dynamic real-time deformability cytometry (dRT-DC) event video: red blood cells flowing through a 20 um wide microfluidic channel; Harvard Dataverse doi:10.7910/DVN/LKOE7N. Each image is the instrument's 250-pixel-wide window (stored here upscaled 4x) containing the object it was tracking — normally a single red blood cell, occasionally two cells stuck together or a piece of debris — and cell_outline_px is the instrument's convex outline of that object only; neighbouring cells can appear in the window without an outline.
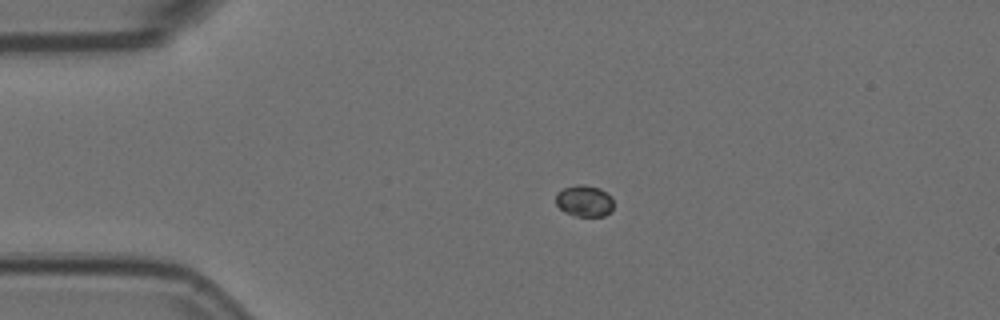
{"species": "Egyptian fruit bat (a non-hibernating species)", "species_latin": "Rousettus aegyptiacus", "temperature_condition": "room temperature", "stored_images_in_passage": 2, "camera_frame_rate_fps": 3000, "um_per_image_px": 0.085, "animal": {"sex": "female"}, "frame": {"image": 1, "passage_image": 1, "time_ms": 0.0, "image_size_px": [1000, 320], "cell_outline_px": [[612, 212], [604, 216], [576, 216], [564, 212], [556, 204], [556, 192], [564, 188], [576, 184], [584, 184], [600, 188], [612, 200]], "centroid_in_image_um": [49.64, 17.08], "position_along_channel_um": 35.4, "area_um2": 10.58}}